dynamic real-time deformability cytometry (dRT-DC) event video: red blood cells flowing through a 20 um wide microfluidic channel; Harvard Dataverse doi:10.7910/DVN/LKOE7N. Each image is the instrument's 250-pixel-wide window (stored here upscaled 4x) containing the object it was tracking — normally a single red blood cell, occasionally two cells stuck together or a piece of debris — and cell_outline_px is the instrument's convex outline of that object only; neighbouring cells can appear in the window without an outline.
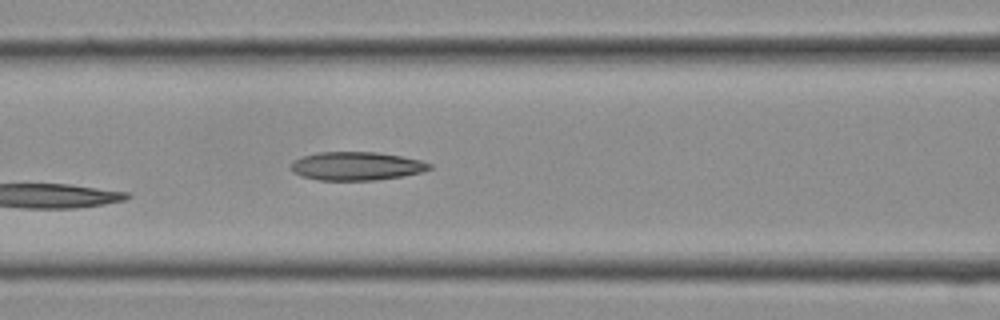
{"species": "Egyptian fruit bat (a non-hibernating species)", "species_latin": "Rousettus aegyptiacus", "temperature_condition": "cold", "stored_images_in_passage": 7, "camera_frame_rate_fps": 3000, "um_per_image_px": 0.085, "frame": {"image": 1, "passage_image": 7, "time_ms": 2.0, "image_size_px": [1000, 320], "cell_outline_px": [[432, 168], [420, 172], [404, 176], [376, 180], [316, 180], [292, 172], [292, 164], [296, 160], [304, 156], [316, 152], [376, 152], [400, 156], [420, 160], [432, 164]], "centroid_in_image_um": [30.32, 14.12], "position_along_channel_um": 136.3, "area_um2": 22.77}}